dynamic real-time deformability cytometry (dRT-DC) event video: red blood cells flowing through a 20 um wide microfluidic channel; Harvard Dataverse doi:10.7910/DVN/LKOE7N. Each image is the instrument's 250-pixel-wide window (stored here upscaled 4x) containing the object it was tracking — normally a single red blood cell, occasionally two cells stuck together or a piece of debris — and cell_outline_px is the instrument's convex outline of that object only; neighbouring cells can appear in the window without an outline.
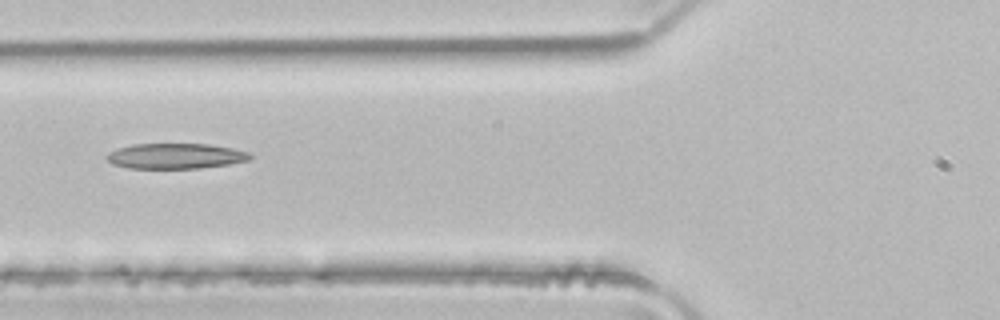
{"species": "common noctule bat (a hibernating species)", "species_latin": "Nyctalus noctula", "temperature_condition": "room temperature", "stored_images_in_passage": 5, "camera_frame_rate_fps": 3000, "um_per_image_px": 0.085, "animal": {"sex": "male", "body_mass_g": 21.5, "forearm_length_mm": 52.0}, "frame": {"image": 1, "passage_image": 5, "time_ms": 1.333, "image_size_px": [1000, 320], "cell_outline_px": [[252, 156], [248, 160], [228, 164], [200, 168], [128, 168], [112, 164], [108, 160], [108, 152], [132, 144], [208, 144], [232, 148], [248, 152]], "centroid_in_image_um": [14.92, 13.26], "position_along_channel_um": 110.9, "area_um2": 20.98}}